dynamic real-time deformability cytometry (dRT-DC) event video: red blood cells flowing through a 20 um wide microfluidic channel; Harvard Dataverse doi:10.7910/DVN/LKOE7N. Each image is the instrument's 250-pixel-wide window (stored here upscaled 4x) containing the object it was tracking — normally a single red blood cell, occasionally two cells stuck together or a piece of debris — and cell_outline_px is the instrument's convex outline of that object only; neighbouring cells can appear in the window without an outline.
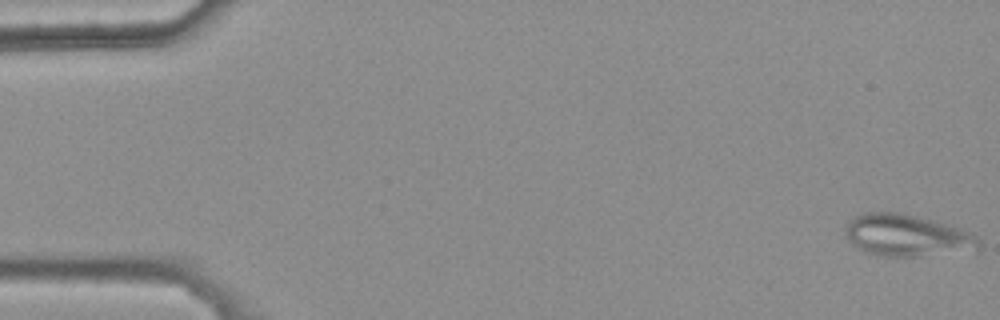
{"species": "common noctule bat (a hibernating species)", "species_latin": "Nyctalus noctula", "temperature_condition": "warm", "stored_images_in_passage": 46, "camera_frame_rate_fps": 3000, "um_per_image_px": 0.085, "animal": {"sex": "female", "body_mass_g": 25.1}, "frame": {"image": 1, "passage_image": 1, "time_ms": 0.0, "image_size_px": [1000, 320], "cell_outline_px": [[980, 248], [976, 252], [916, 256], [876, 256], [864, 252], [852, 244], [848, 240], [844, 228], [844, 224], [848, 220], [856, 216], [868, 212], [896, 212], [932, 220], [960, 228], [972, 232], [980, 240]], "centroid_in_image_um": [77.12, 20.04], "position_along_channel_um": 7.9, "area_um2": 33.06}}
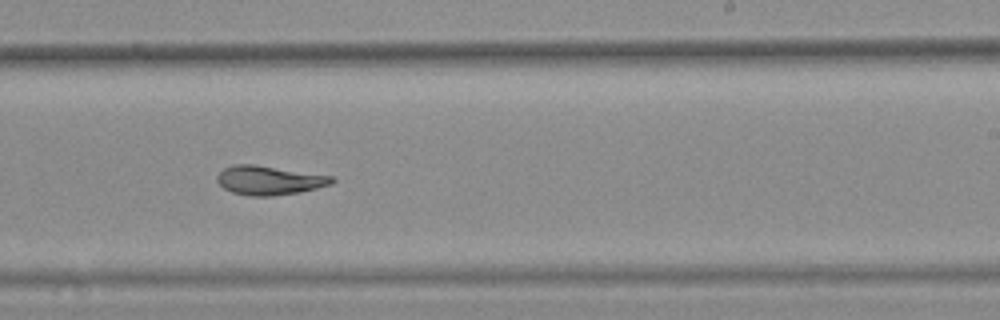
{"frame": {"image": 2, "passage_image": 33, "time_ms": 10.667, "image_size_px": [1000, 320], "cell_outline_px": [[336, 180], [332, 184], [300, 192], [272, 196], [248, 196], [232, 192], [224, 188], [216, 180], [216, 176], [224, 168], [236, 164], [252, 164], [332, 176]], "centroid_in_image_um": [22.87, 15.33], "position_along_channel_um": 266.1, "area_um2": 19.31}}
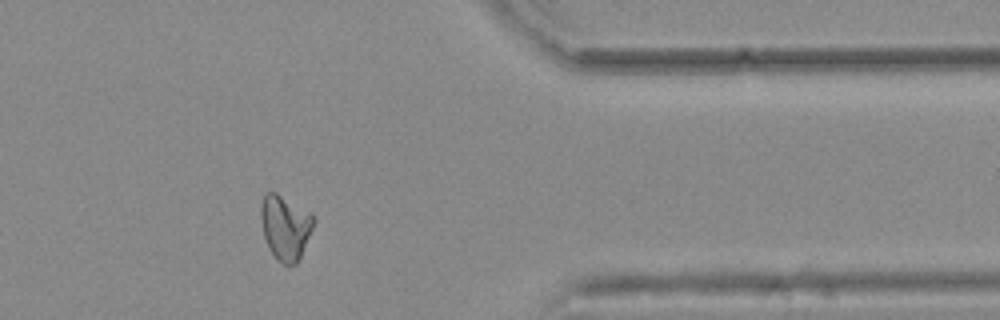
{"frame": {"image": 3, "passage_image": 44, "time_ms": 14.333, "image_size_px": [1000, 320], "cell_outline_px": [[316, 220], [300, 256], [296, 264], [288, 268], [276, 260], [268, 248], [264, 236], [260, 216], [260, 208], [264, 192], [276, 192], [312, 212]], "centroid_in_image_um": [24.24, 19.32], "position_along_channel_um": 387.2, "area_um2": 20.29}, "authors_computed_cell_mechanics": {"area_um2": 20.1722, "velocity_mm_per_s": 3.7663, "shape_relaxation_time_tau1_ms": null, "shape_relaxation_time_tau2_ms": 7.1335, "deformation_change_tau1": null, "deformation_change_tau2": 0.1011}}